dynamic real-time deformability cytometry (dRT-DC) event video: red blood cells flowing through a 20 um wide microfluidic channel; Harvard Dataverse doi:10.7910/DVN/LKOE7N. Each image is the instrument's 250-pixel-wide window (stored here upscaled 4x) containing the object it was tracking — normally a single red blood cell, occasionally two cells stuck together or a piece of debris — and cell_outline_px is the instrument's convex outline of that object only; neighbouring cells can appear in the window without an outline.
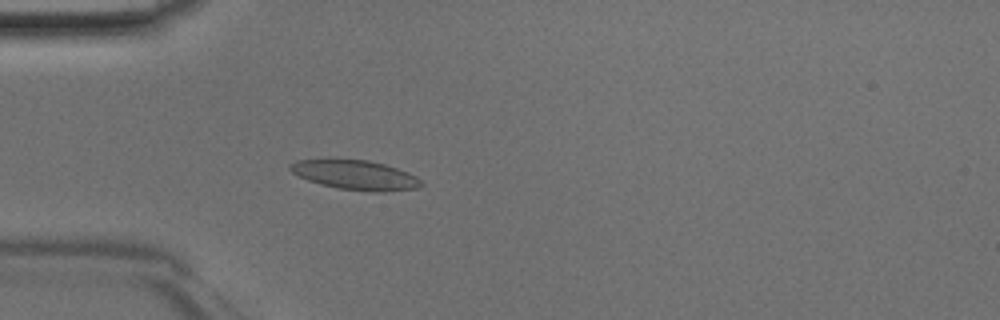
{"species": "Egyptian fruit bat (a non-hibernating species)", "species_latin": "Rousettus aegyptiacus", "temperature_condition": "room temperature", "stored_images_in_passage": 47, "camera_frame_rate_fps": 3000, "um_per_image_px": 0.085, "animal": {"sex": "male"}, "frame": {"image": 1, "passage_image": 14, "time_ms": 4.333, "image_size_px": [1000, 320], "cell_outline_px": [[424, 184], [416, 188], [384, 192], [372, 192], [336, 188], [320, 184], [308, 180], [292, 172], [288, 168], [288, 164], [296, 160], [368, 160], [384, 164], [408, 172], [416, 176]], "centroid_in_image_um": [30.21, 14.89], "position_along_channel_um": 54.8, "area_um2": 22.37}}
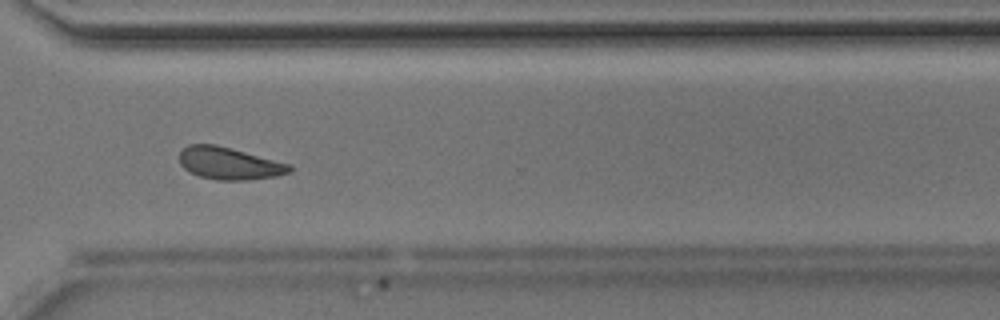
{"frame": {"image": 2, "passage_image": 35, "time_ms": 11.333, "image_size_px": [1000, 320], "cell_outline_px": [[292, 172], [276, 176], [248, 180], [216, 180], [200, 176], [184, 168], [180, 164], [180, 152], [188, 144], [216, 144], [232, 148], [292, 164]], "centroid_in_image_um": [19.53, 13.88], "position_along_channel_um": 351.1, "area_um2": 20.81}}
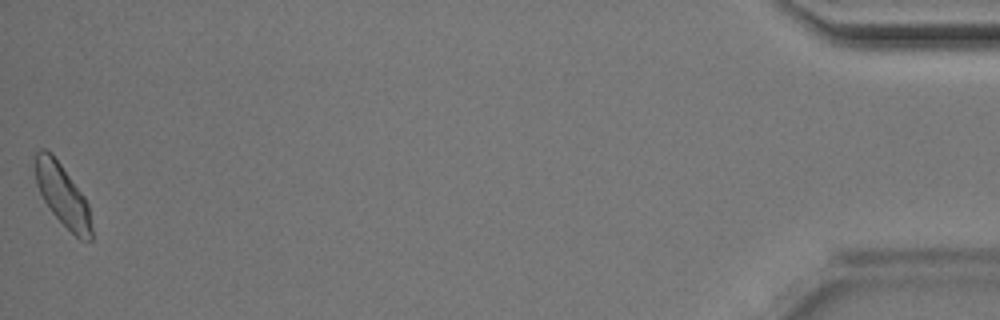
{"frame": {"image": 3, "passage_image": 47, "time_ms": 15.333, "image_size_px": [1000, 320], "cell_outline_px": [[92, 240], [80, 240], [52, 212], [44, 200], [36, 184], [36, 152], [40, 148], [44, 148], [52, 152], [84, 196], [88, 204], [92, 228]], "centroid_in_image_um": [5.33, 16.57], "position_along_channel_um": 429.9, "area_um2": 20.0}}